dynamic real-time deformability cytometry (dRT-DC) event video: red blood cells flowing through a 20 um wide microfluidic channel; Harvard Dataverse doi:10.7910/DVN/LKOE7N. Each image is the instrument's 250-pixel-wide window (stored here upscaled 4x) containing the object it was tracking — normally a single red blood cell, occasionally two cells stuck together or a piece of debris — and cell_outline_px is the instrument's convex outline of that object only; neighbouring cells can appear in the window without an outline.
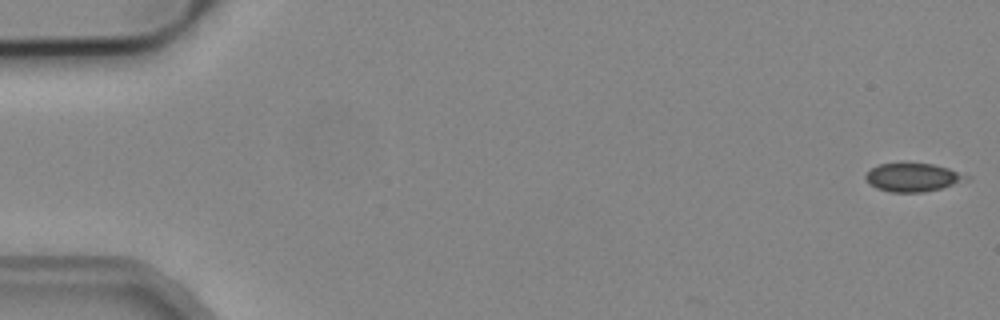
{"species": "common noctule bat (a hibernating species)", "species_latin": "Nyctalus noctula", "temperature_condition": "cold", "stored_images_in_passage": 5, "camera_frame_rate_fps": 3000, "um_per_image_px": 0.085, "animal": {"sex": "male", "body_mass_g": 19.2, "forearm_length_mm": 51.8}, "frame": {"image": 1, "passage_image": 1, "time_ms": 0.0, "image_size_px": [1000, 320], "cell_outline_px": [[972, 176], [968, 180], [940, 188], [924, 192], [888, 192], [876, 188], [864, 176], [872, 168], [880, 164], [932, 164], [948, 168]], "centroid_in_image_um": [77.63, 15.09], "position_along_channel_um": 7.4, "area_um2": 16.36}}